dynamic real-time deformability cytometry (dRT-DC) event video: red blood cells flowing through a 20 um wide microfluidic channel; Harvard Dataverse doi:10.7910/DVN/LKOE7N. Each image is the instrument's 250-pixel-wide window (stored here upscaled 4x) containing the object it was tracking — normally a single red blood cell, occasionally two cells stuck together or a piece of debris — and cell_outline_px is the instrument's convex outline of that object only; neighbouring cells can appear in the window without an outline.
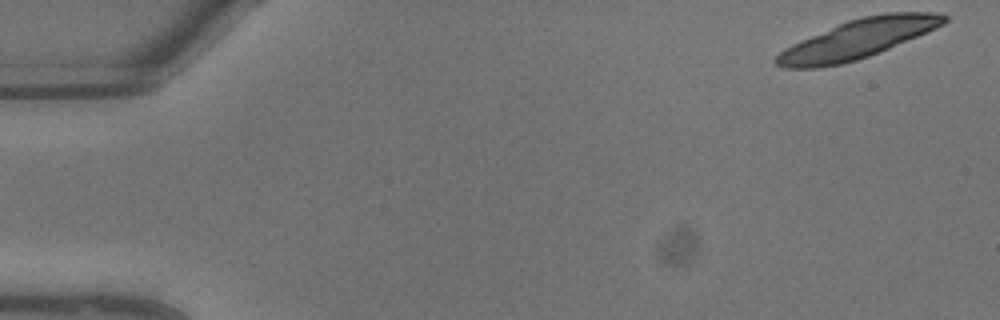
{"species": "common noctule bat (a hibernating species)", "species_latin": "Nyctalus noctula", "temperature_condition": "warm", "stored_images_in_passage": 10, "camera_frame_rate_fps": 3000, "um_per_image_px": 0.085, "animal": {"sex": "male", "body_mass_g": 13.3}, "frame": {"image": 1, "passage_image": 1, "time_ms": 0.0, "image_size_px": [1000, 320], "cell_outline_px": [[948, 20], [944, 24], [936, 28], [888, 48], [868, 56], [856, 60], [840, 64], [820, 68], [784, 68], [776, 64], [772, 60], [784, 48], [800, 40], [848, 20], [860, 16], [888, 12], [936, 12], [948, 16]], "centroid_in_image_um": [72.89, 3.31], "position_along_channel_um": 12.1, "area_um2": 37.92}}
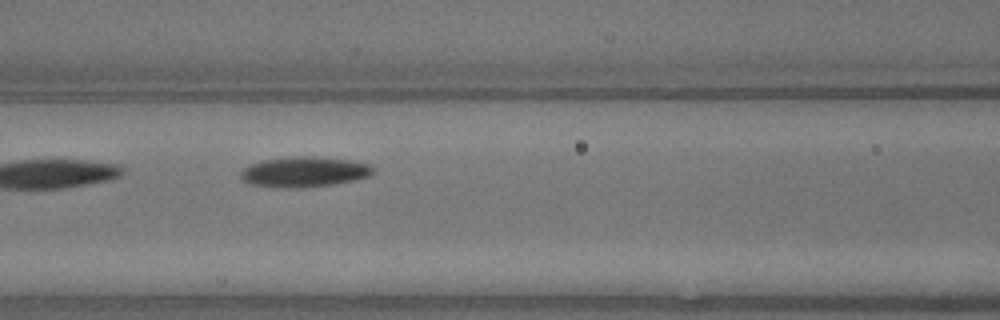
{"frame": {"image": 2, "passage_image": 10, "time_ms": 3.0, "image_size_px": [1000, 320], "cell_outline_px": [[372, 172], [368, 176], [352, 180], [332, 184], [300, 188], [280, 188], [248, 184], [240, 176], [240, 172], [244, 168], [252, 164], [264, 160], [288, 156], [312, 156], [352, 160], [372, 164]], "centroid_in_image_um": [25.83, 14.6], "position_along_channel_um": 140.8, "area_um2": 23.41}}